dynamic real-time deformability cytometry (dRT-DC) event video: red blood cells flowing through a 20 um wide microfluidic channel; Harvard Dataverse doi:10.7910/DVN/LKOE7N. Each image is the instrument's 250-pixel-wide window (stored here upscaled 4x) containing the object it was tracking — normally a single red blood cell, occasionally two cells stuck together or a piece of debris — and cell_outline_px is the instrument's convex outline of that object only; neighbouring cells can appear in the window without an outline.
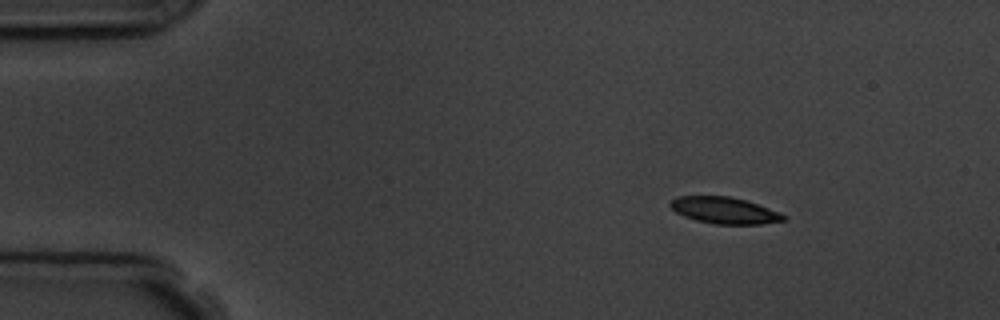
{"species": "common noctule bat (a hibernating species)", "species_latin": "Nyctalus noctula", "temperature_condition": "room temperature", "stored_images_in_passage": 5, "camera_frame_rate_fps": 3000, "um_per_image_px": 0.085, "animal": {"sex": "male", "body_mass_g": 19.5, "forearm_length_mm": 54.6}, "frame": {"image": 1, "passage_image": 1, "time_ms": 0.0, "image_size_px": [1000, 320], "cell_outline_px": [[788, 216], [784, 220], [760, 224], [712, 224], [696, 220], [684, 216], [676, 212], [668, 204], [676, 196], [728, 196], [744, 200], [768, 208]], "centroid_in_image_um": [61.54, 17.88], "position_along_channel_um": 23.5, "area_um2": 17.34}}
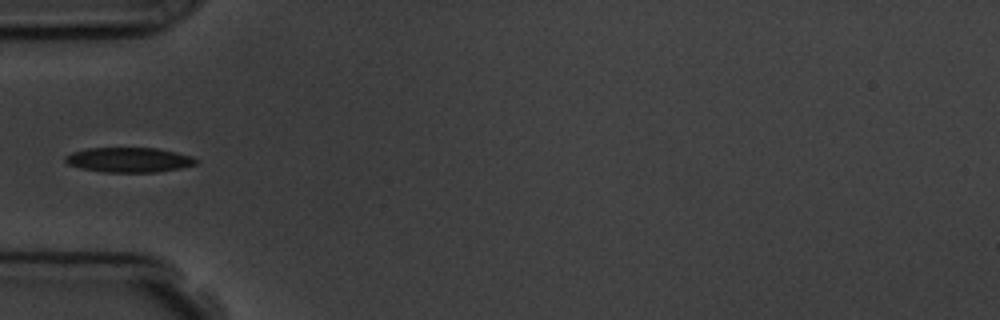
{"frame": {"image": 2, "passage_image": 4, "time_ms": 3.333, "image_size_px": [1000, 320], "cell_outline_px": [[200, 160], [196, 164], [180, 168], [156, 172], [104, 172], [80, 168], [68, 164], [64, 160], [64, 156], [72, 152], [88, 148], [156, 148], [176, 152], [192, 156]], "centroid_in_image_um": [10.96, 13.58], "position_along_channel_um": 74.0, "area_um2": 18.96}}